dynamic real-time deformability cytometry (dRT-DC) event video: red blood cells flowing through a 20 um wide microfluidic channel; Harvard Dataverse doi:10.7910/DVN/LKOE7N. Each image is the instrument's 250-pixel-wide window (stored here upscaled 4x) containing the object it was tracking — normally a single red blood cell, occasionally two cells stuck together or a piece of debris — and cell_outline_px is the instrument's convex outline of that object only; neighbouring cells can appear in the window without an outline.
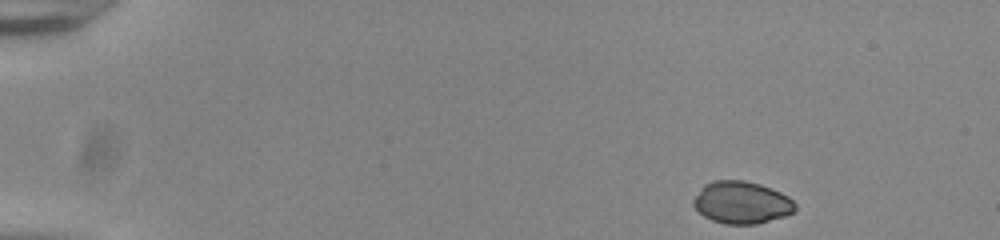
{"species": "common noctule bat (a hibernating species)", "species_latin": "Nyctalus noctula", "temperature_condition": "room temperature", "stored_images_in_passage": 48, "camera_frame_rate_fps": 3000, "um_per_image_px": 0.085, "animal": {"sex": "male", "body_mass_g": 20.0, "forearm_length_mm": 53.3}, "frame": {"image": 1, "passage_image": 1, "time_ms": 0.0, "image_size_px": [1000, 240], "cell_outline_px": [[796, 208], [792, 212], [784, 216], [756, 224], [724, 224], [712, 220], [704, 216], [692, 204], [692, 200], [700, 188], [704, 184], [712, 180], [744, 180], [760, 184], [780, 192], [788, 196], [796, 204]], "centroid_in_image_um": [63.01, 17.2], "position_along_channel_um": 22.0, "area_um2": 25.09}}
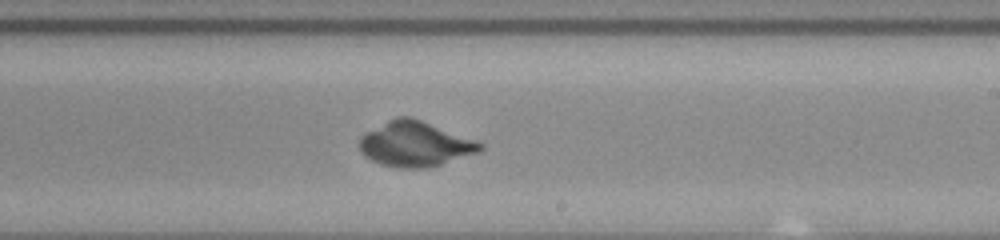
{"frame": {"image": 2, "passage_image": 28, "time_ms": 9.0, "image_size_px": [1000, 240], "cell_outline_px": [[484, 148], [480, 152], [440, 164], [424, 168], [396, 168], [380, 164], [364, 156], [360, 152], [360, 136], [364, 132], [396, 116], [408, 116], [420, 120], [476, 140], [484, 144]], "centroid_in_image_um": [35.26, 12.24], "position_along_channel_um": 253.7, "area_um2": 31.67}}
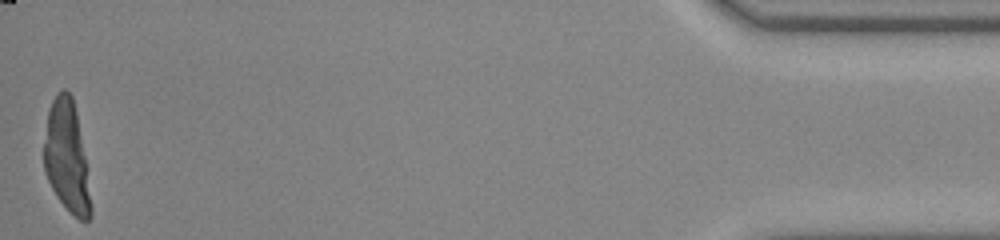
{"frame": {"image": 3, "passage_image": 48, "time_ms": 15.667, "image_size_px": [1000, 240], "cell_outline_px": [[92, 216], [88, 220], [80, 220], [56, 196], [44, 172], [44, 144], [48, 112], [52, 100], [56, 92], [64, 88], [72, 96], [76, 112], [92, 208]], "centroid_in_image_um": [5.65, 13.31], "position_along_channel_um": 429.6, "area_um2": 29.48}}